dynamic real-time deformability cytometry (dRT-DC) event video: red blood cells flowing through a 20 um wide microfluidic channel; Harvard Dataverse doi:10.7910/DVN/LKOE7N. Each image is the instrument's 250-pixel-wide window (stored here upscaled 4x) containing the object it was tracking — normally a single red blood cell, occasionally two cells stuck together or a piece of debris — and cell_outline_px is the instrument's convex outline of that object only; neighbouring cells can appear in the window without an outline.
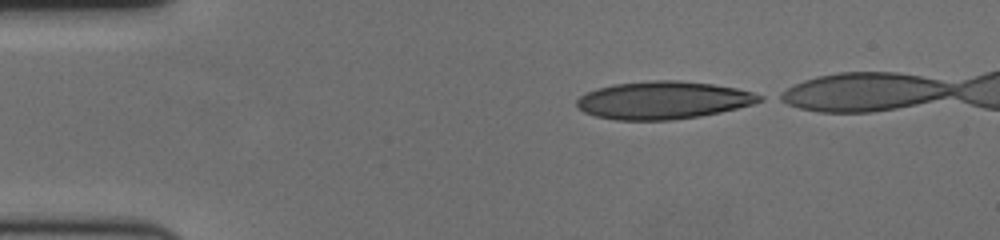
{"species": "human", "species_latin": "Homo sapiens", "temperature_condition": "cold", "stored_images_in_passage": 44, "camera_frame_rate_fps": 3000, "um_per_image_px": 0.085, "donor": {"sex": "female"}, "frame": {"image": 1, "passage_image": 1, "time_ms": 0.0, "image_size_px": [1000, 240], "cell_outline_px": [[764, 100], [752, 104], [720, 112], [700, 116], [672, 120], [616, 120], [596, 116], [584, 112], [576, 108], [576, 100], [580, 96], [596, 88], [612, 84], [648, 80], [680, 80], [712, 84], [736, 88], [752, 92], [764, 96]], "centroid_in_image_um": [56.34, 8.51], "position_along_channel_um": 28.7, "area_um2": 40.34}}
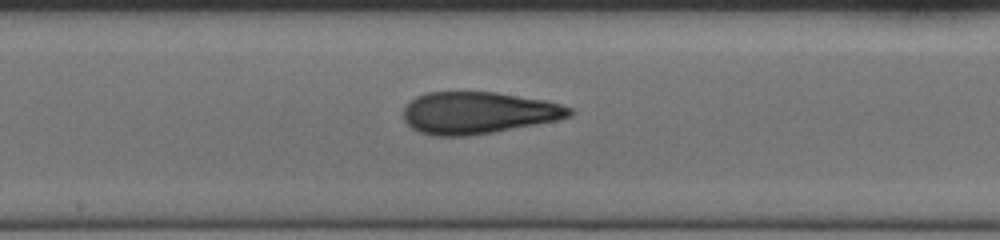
{"frame": {"image": 2, "passage_image": 22, "time_ms": 7.0, "image_size_px": [1000, 240], "cell_outline_px": [[576, 112], [572, 116], [556, 120], [536, 124], [492, 132], [468, 136], [432, 136], [420, 132], [412, 128], [404, 120], [404, 108], [416, 96], [428, 92], [496, 92], [544, 100], [560, 104], [572, 108]], "centroid_in_image_um": [40.65, 9.59], "position_along_channel_um": 207.5, "area_um2": 40.52}}
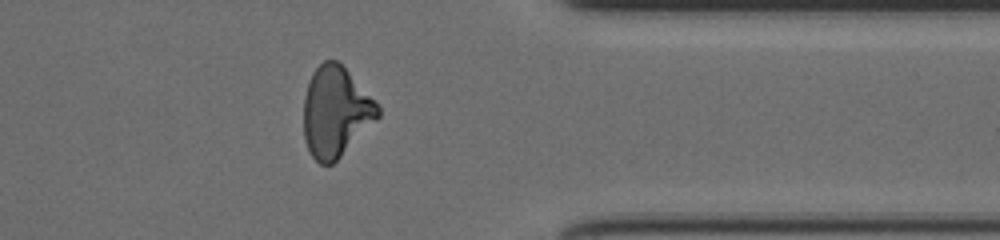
{"frame": {"image": 3, "passage_image": 38, "time_ms": 12.333, "image_size_px": [1000, 240], "cell_outline_px": [[380, 116], [332, 164], [320, 164], [312, 156], [304, 140], [304, 96], [308, 80], [312, 72], [324, 60], [336, 60], [348, 72], [380, 108]], "centroid_in_image_um": [28.49, 9.51], "position_along_channel_um": 382.9, "area_um2": 38.38}, "authors_computed_cell_mechanics": {"area_um2": 40.4311, "velocity_mm_per_s": 3.5018, "shape_relaxation_time_tau1_ms": null, "shape_relaxation_time_tau2_ms": 2.1225, "deformation_change_tau1": null, "deformation_change_tau2": 0.1105}}